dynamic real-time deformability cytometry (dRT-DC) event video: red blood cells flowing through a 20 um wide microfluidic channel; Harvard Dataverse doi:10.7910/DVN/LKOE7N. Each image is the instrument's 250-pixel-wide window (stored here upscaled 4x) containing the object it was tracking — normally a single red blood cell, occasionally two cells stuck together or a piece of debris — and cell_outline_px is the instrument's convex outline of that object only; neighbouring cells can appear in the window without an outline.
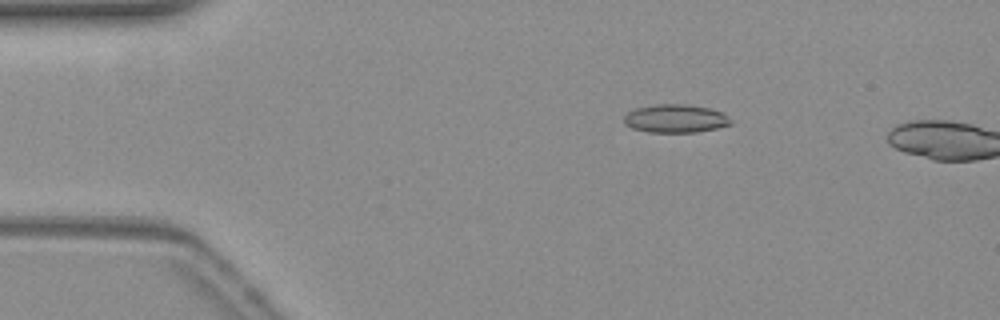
{"species": "common noctule bat (a hibernating species)", "species_latin": "Nyctalus noctula", "temperature_condition": "warm", "stored_images_in_passage": 12, "camera_frame_rate_fps": 3000, "um_per_image_px": 0.085, "animal": {"sex": "female", "body_mass_g": 19.3, "forearm_length_mm": 54.1}, "frame": {"image": 1, "passage_image": 10, "time_ms": 3.0, "image_size_px": [1000, 320], "cell_outline_px": [[732, 124], [716, 128], [692, 132], [648, 132], [632, 128], [624, 124], [624, 116], [628, 112], [636, 108], [656, 104], [684, 104], [708, 108], [720, 112]], "centroid_in_image_um": [57.33, 10.08], "position_along_channel_um": 27.7, "area_um2": 17.22}}